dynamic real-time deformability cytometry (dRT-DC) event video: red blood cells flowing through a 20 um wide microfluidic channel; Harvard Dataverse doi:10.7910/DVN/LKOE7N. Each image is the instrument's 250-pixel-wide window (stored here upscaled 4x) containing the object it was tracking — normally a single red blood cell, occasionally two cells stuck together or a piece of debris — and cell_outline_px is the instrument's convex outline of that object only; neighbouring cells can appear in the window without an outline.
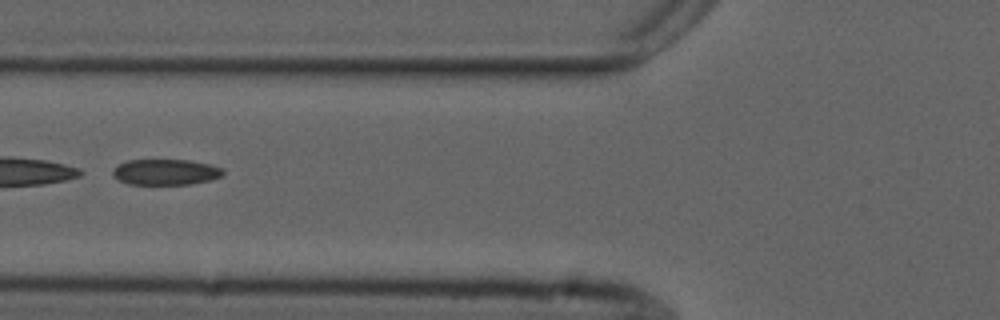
{"species": "common noctule bat (a hibernating species)", "species_latin": "Nyctalus noctula", "temperature_condition": "cold", "stored_images_in_passage": 35, "camera_frame_rate_fps": 3000, "um_per_image_px": 0.085, "animal": {"sex": "male", "forearm_length_mm": 52.5}, "frame": {"image": 1, "passage_image": 6, "time_ms": 1.667, "image_size_px": [1000, 320], "cell_outline_px": [[224, 176], [212, 180], [192, 184], [128, 184], [112, 176], [112, 168], [128, 160], [188, 160], [208, 164], [224, 168]], "centroid_in_image_um": [14.11, 14.63], "position_along_channel_um": 111.7, "area_um2": 16.7}, "authors_computed_cell_mechanics": {"area_um2": 17.2244, "velocity_mm_per_s": 3.7374, "shape_relaxation_time_tau1_ms": null, "shape_relaxation_time_tau2_ms": 2.9906, "deformation_change_tau1": null, "deformation_change_tau2": 0.1107}}